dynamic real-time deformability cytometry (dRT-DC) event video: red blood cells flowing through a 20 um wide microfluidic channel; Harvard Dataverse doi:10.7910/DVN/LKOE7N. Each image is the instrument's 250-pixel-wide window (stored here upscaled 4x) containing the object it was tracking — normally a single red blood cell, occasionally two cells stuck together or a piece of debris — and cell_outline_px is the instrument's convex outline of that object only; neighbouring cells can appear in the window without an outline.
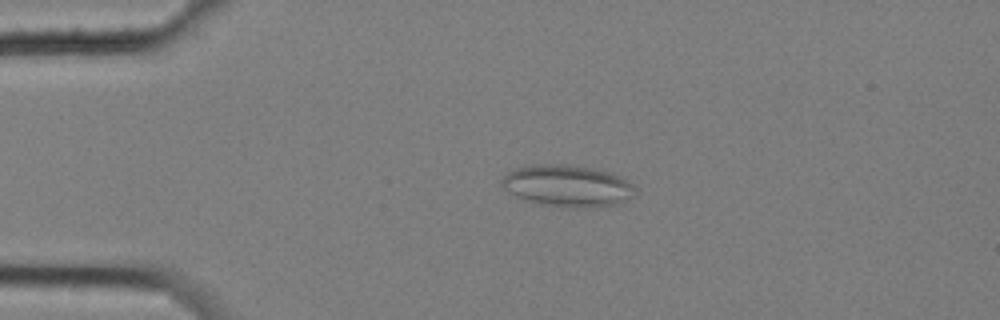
{"species": "common noctule bat (a hibernating species)", "species_latin": "Nyctalus noctula", "temperature_condition": "cold", "stored_images_in_passage": 4, "camera_frame_rate_fps": 3000, "um_per_image_px": 0.085, "animal": {"sex": "female", "body_mass_g": 25.1}, "frame": {"image": 1, "passage_image": 3, "time_ms": 0.667, "image_size_px": [1000, 320], "cell_outline_px": [[636, 196], [616, 204], [592, 208], [560, 208], [540, 204], [524, 200], [516, 196], [504, 188], [500, 184], [500, 180], [508, 172], [516, 168], [536, 164], [564, 164], [596, 168], [612, 172], [620, 176], [632, 184], [636, 188]], "centroid_in_image_um": [48.26, 15.81], "position_along_channel_um": 36.7, "area_um2": 33.06}}